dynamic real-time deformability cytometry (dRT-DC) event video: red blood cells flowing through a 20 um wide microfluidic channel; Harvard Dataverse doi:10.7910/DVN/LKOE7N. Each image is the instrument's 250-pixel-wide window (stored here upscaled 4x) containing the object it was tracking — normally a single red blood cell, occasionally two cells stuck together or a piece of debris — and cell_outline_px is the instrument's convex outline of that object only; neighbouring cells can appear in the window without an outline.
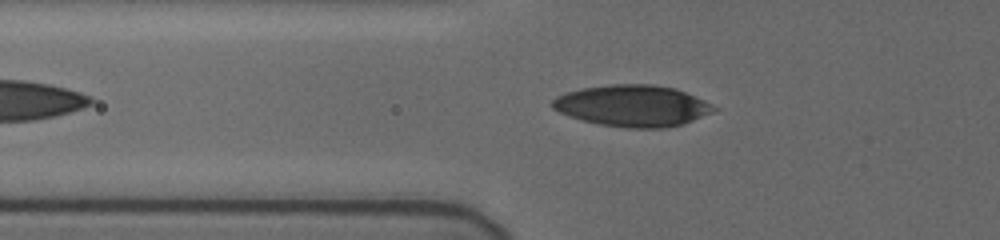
{"species": "human", "species_latin": "Homo sapiens", "temperature_condition": "cold", "stored_images_in_passage": 42, "camera_frame_rate_fps": 3000, "um_per_image_px": 0.085, "donor": {"sex": "female"}, "frame": {"image": 1, "passage_image": 8, "time_ms": 2.333, "image_size_px": [1000, 240], "cell_outline_px": [[720, 108], [712, 112], [692, 120], [680, 124], [664, 128], [628, 128], [600, 124], [584, 120], [560, 112], [552, 108], [552, 100], [556, 96], [580, 88], [612, 84], [652, 84], [676, 88], [704, 100]], "centroid_in_image_um": [53.78, 8.98], "position_along_channel_um": 72.0, "area_um2": 38.73}}
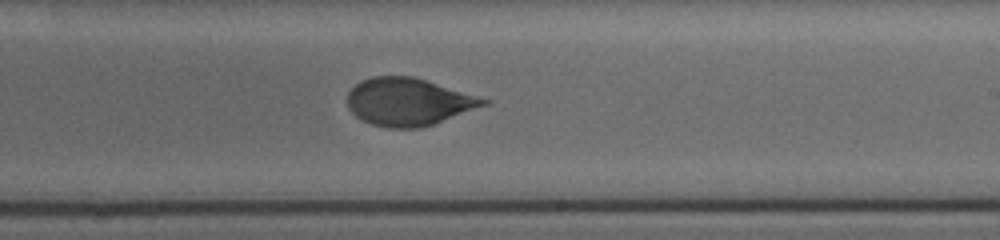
{"frame": {"image": 2, "passage_image": 23, "time_ms": 7.333, "image_size_px": [1000, 240], "cell_outline_px": [[488, 104], [432, 124], [420, 128], [388, 128], [372, 124], [356, 116], [348, 108], [348, 92], [360, 80], [372, 76], [412, 76], [488, 100]], "centroid_in_image_um": [34.65, 8.65], "position_along_channel_um": 254.4, "area_um2": 37.05}}
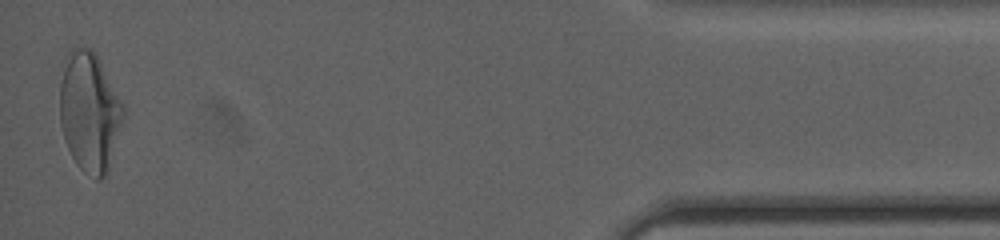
{"frame": {"image": 3, "passage_image": 42, "time_ms": 13.667, "image_size_px": [1000, 240], "cell_outline_px": [[124, 116], [108, 172], [100, 180], [96, 180], [80, 168], [76, 164], [68, 148], [60, 124], [60, 84], [68, 52], [72, 48], [92, 48], [96, 52], [124, 104]], "centroid_in_image_um": [7.63, 9.51], "position_along_channel_um": 427.6, "area_um2": 44.27}, "authors_computed_cell_mechanics": {"area_um2": 38.2925, "velocity_mm_per_s": 3.7251, "shape_relaxation_time_tau1_ms": 4.0256, "shape_relaxation_time_tau2_ms": 1.0803, "deformation_change_tau1": 0.1528, "deformation_change_tau2": 0.0553}}